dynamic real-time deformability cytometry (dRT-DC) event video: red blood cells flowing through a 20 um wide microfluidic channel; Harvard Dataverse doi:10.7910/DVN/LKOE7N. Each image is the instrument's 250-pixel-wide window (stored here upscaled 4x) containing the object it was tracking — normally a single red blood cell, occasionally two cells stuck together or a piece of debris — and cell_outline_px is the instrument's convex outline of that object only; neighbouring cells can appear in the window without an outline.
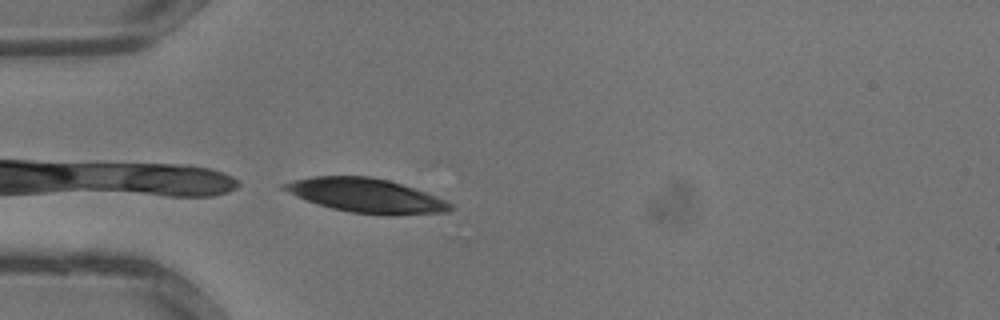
{"species": "common noctule bat (a hibernating species)", "species_latin": "Nyctalus noctula", "temperature_condition": "warm", "stored_images_in_passage": 10, "camera_frame_rate_fps": 3000, "um_per_image_px": 0.085, "animal": {"sex": "male", "body_mass_g": 13.3}, "frame": {"image": 1, "passage_image": 10, "time_ms": 3.0, "image_size_px": [1000, 320], "cell_outline_px": [[456, 208], [448, 212], [352, 212], [332, 208], [296, 196], [280, 188], [280, 184], [292, 180], [312, 176], [368, 176], [388, 180], [436, 196], [452, 204]], "centroid_in_image_um": [31.02, 16.56], "position_along_channel_um": 54.0, "area_um2": 31.56}}